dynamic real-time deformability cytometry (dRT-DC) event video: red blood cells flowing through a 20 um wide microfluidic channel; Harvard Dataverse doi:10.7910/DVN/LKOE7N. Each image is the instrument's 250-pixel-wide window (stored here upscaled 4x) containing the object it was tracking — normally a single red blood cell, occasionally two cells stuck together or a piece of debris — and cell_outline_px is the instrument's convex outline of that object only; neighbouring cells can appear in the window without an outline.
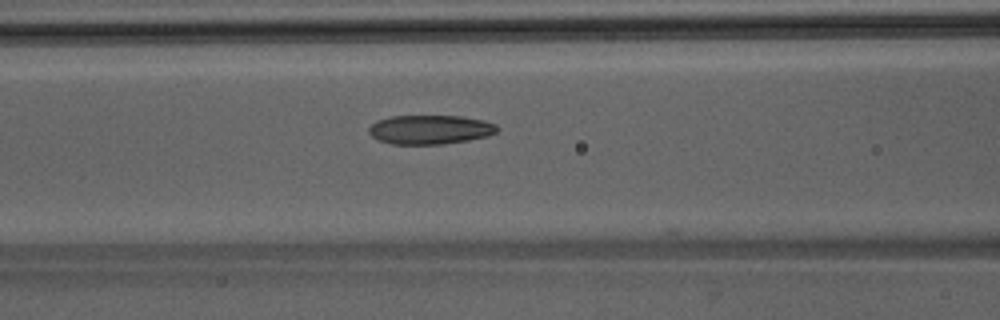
{"species": "Egyptian fruit bat (a non-hibernating species)", "species_latin": "Rousettus aegyptiacus", "temperature_condition": "room temperature", "stored_images_in_passage": 11, "camera_frame_rate_fps": 3000, "um_per_image_px": 0.085, "animal": {"sex": "male"}, "frame": {"image": 1, "passage_image": 7, "time_ms": 2.0, "image_size_px": [1000, 320], "cell_outline_px": [[500, 128], [496, 132], [488, 136], [468, 140], [444, 144], [392, 144], [376, 140], [368, 132], [368, 128], [376, 120], [392, 116], [460, 116], [484, 120], [496, 124]], "centroid_in_image_um": [36.55, 11.01], "position_along_channel_um": 130.1, "area_um2": 21.96}}